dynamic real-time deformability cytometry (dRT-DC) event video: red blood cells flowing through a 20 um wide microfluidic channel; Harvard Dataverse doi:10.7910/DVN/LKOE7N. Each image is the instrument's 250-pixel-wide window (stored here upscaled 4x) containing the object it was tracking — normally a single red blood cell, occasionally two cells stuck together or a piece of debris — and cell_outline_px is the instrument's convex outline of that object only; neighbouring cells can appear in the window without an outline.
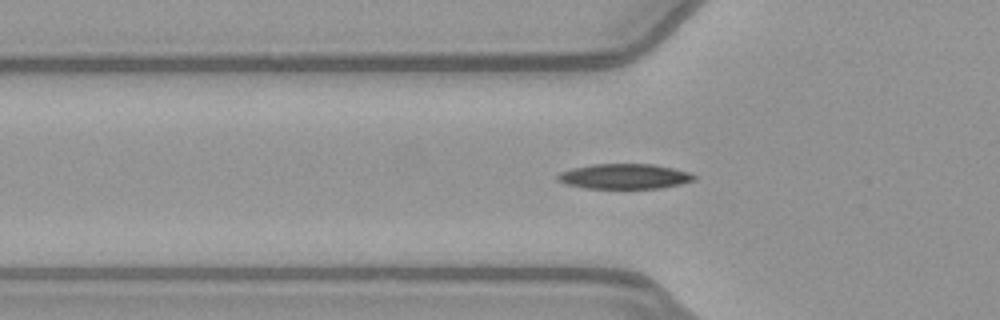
{"species": "common noctule bat (a hibernating species)", "species_latin": "Nyctalus noctula", "temperature_condition": "warm", "stored_images_in_passage": 52, "camera_frame_rate_fps": 3000, "um_per_image_px": 0.085, "animal": {"sex": "female", "body_mass_g": 21.9}, "frame": {"image": 1, "passage_image": 18, "time_ms": 5.667, "image_size_px": [1000, 320], "cell_outline_px": [[696, 176], [692, 180], [680, 184], [660, 188], [584, 188], [568, 184], [556, 180], [556, 176], [560, 172], [572, 168], [592, 164], [652, 164], [672, 168], [688, 172]], "centroid_in_image_um": [53.03, 14.99], "position_along_channel_um": 72.8, "area_um2": 19.77}}
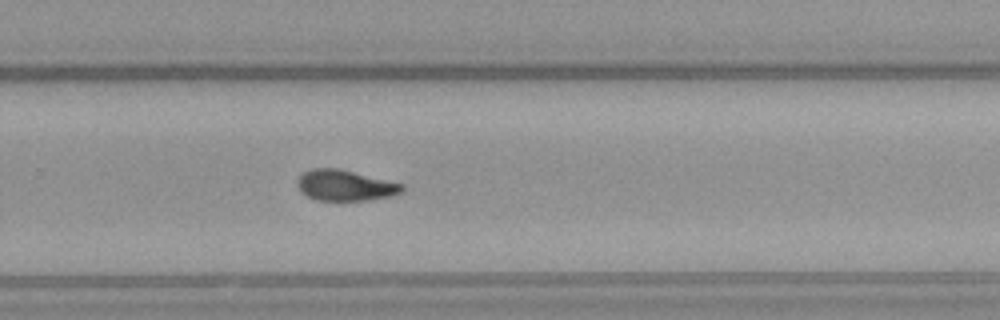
{"frame": {"image": 2, "passage_image": 35, "time_ms": 11.333, "image_size_px": [1000, 320], "cell_outline_px": [[404, 188], [400, 192], [392, 196], [368, 200], [316, 200], [300, 192], [296, 184], [296, 180], [304, 172], [312, 168], [336, 168], [404, 184]], "centroid_in_image_um": [29.3, 15.76], "position_along_channel_um": 300.5, "area_um2": 18.67}}
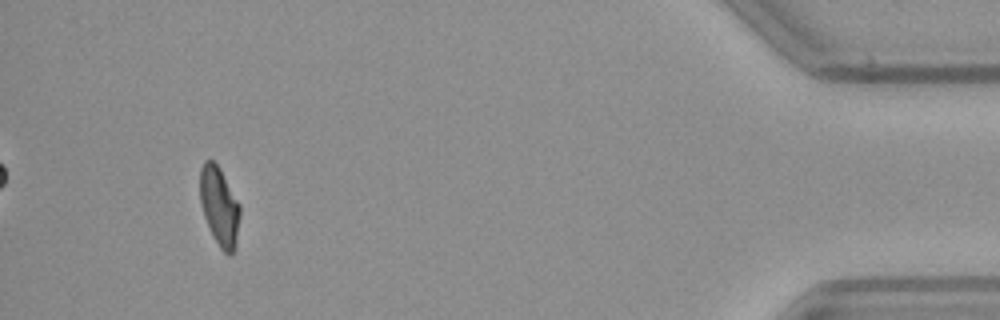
{"frame": {"image": 3, "passage_image": 49, "time_ms": 16.0, "image_size_px": [1000, 320], "cell_outline_px": [[240, 216], [236, 244], [232, 256], [228, 256], [220, 248], [212, 236], [204, 216], [200, 204], [200, 168], [204, 160], [212, 160], [220, 168], [240, 204]], "centroid_in_image_um": [18.65, 17.56], "position_along_channel_um": 416.6, "area_um2": 18.61}}